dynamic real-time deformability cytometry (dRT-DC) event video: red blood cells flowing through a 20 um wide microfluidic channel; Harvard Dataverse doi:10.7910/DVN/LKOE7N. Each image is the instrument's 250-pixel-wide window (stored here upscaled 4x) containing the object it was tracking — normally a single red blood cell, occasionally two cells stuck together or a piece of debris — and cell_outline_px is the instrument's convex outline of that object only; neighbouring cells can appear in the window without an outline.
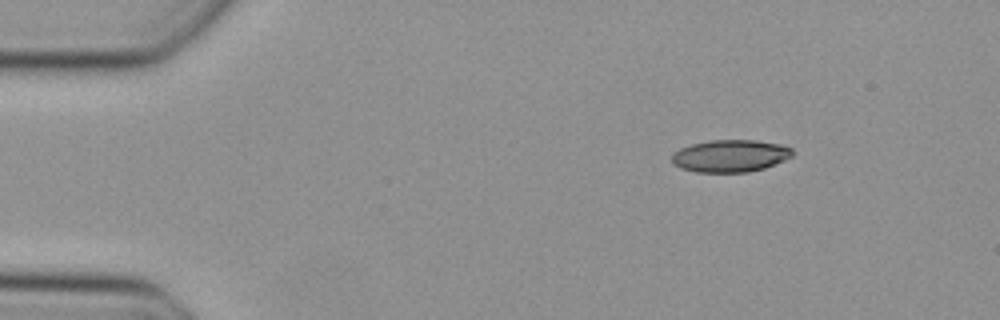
{"species": "Egyptian fruit bat (a non-hibernating species)", "species_latin": "Rousettus aegyptiacus", "temperature_condition": "cold", "stored_images_in_passage": 43, "camera_frame_rate_fps": 3000, "um_per_image_px": 0.085, "animal": {"sex": "female"}, "frame": {"image": 1, "passage_image": 1, "time_ms": 0.0, "image_size_px": [1000, 320], "cell_outline_px": [[792, 156], [784, 160], [764, 168], [748, 172], [696, 172], [680, 168], [672, 164], [672, 156], [680, 148], [692, 144], [712, 140], [756, 140], [780, 144], [792, 148]], "centroid_in_image_um": [62.07, 13.25], "position_along_channel_um": 22.9, "area_um2": 22.6}}
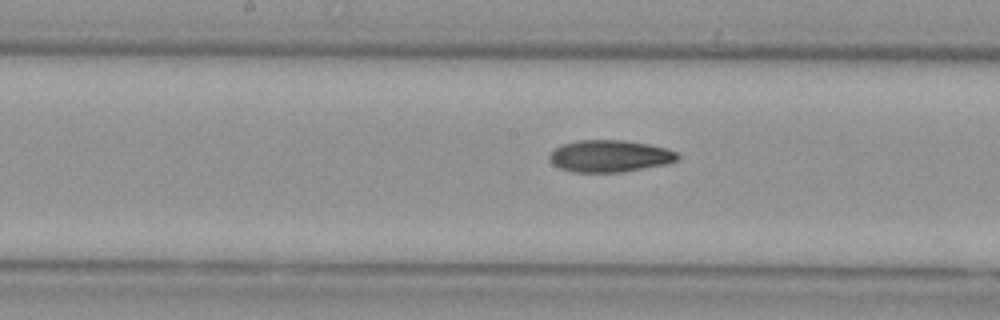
{"frame": {"image": 2, "passage_image": 19, "time_ms": 6.0, "image_size_px": [1000, 320], "cell_outline_px": [[680, 156], [676, 160], [668, 164], [620, 172], [572, 172], [560, 168], [552, 164], [548, 156], [560, 144], [576, 140], [624, 140], [648, 144], [668, 148], [676, 152]], "centroid_in_image_um": [51.82, 13.26], "position_along_channel_um": 196.4, "area_um2": 23.99}}
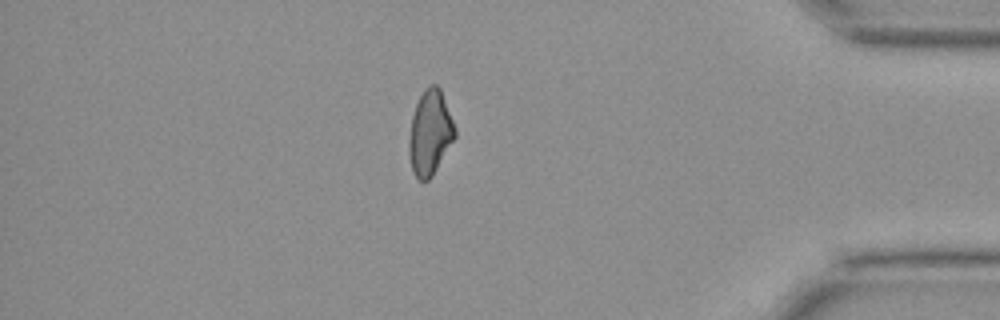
{"frame": {"image": 3, "passage_image": 36, "time_ms": 11.667, "image_size_px": [1000, 320], "cell_outline_px": [[456, 136], [432, 176], [428, 180], [420, 180], [412, 172], [408, 152], [408, 140], [412, 116], [416, 104], [420, 96], [432, 84], [436, 84], [440, 88], [456, 128]], "centroid_in_image_um": [36.54, 11.31], "position_along_channel_um": 398.7, "area_um2": 22.48}}